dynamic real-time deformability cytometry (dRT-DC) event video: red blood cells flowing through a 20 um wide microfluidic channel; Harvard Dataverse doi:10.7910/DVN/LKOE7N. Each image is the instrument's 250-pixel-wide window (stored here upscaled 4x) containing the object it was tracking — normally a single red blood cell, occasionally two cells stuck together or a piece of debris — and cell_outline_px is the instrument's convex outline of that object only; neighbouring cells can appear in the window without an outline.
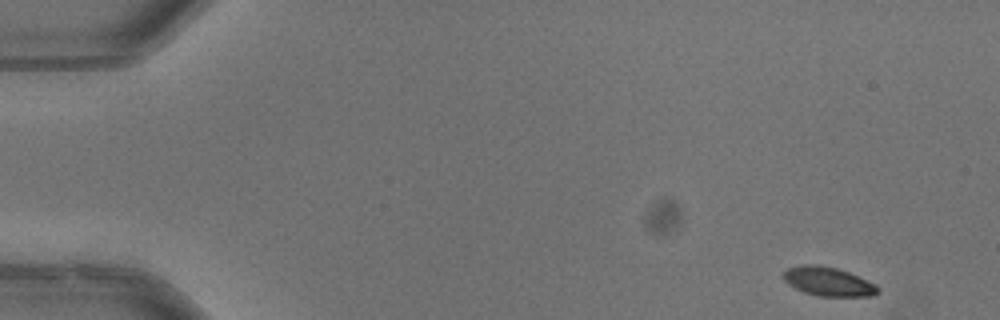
{"species": "common noctule bat (a hibernating species)", "species_latin": "Nyctalus noctula", "temperature_condition": "warm", "stored_images_in_passage": 50, "camera_frame_rate_fps": 3000, "um_per_image_px": 0.085, "animal": {"sex": "male", "body_mass_g": 13.3}, "frame": {"image": 1, "passage_image": 1, "time_ms": 0.0, "image_size_px": [1000, 320], "cell_outline_px": [[880, 292], [872, 296], [816, 296], [804, 292], [788, 284], [784, 280], [784, 272], [788, 268], [804, 264], [820, 264], [836, 268], [848, 272], [876, 284], [880, 288]], "centroid_in_image_um": [70.42, 23.93], "position_along_channel_um": 14.6, "area_um2": 15.95}}
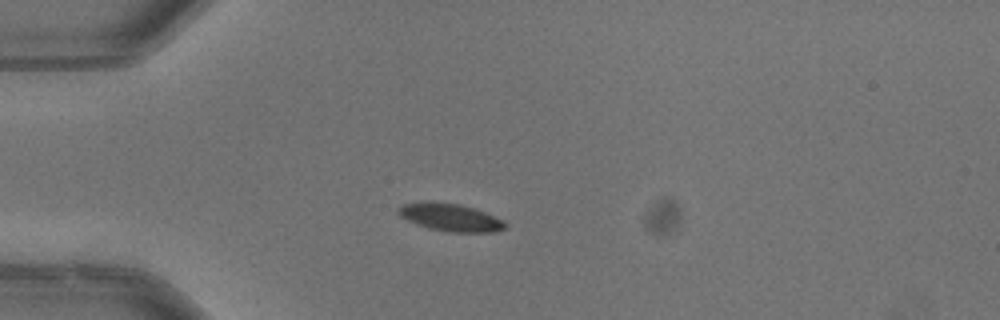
{"frame": {"image": 2, "passage_image": 12, "time_ms": 3.667, "image_size_px": [1000, 320], "cell_outline_px": [[504, 228], [492, 232], [448, 232], [428, 228], [416, 224], [400, 216], [396, 212], [396, 208], [404, 204], [460, 204], [484, 212], [500, 220], [504, 224]], "centroid_in_image_um": [38.24, 18.52], "position_along_channel_um": 46.8, "area_um2": 16.24}}
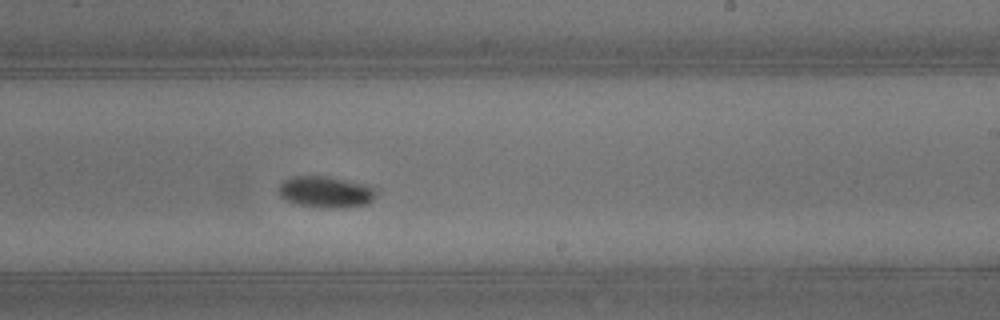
{"frame": {"image": 3, "passage_image": 30, "time_ms": 9.667, "image_size_px": [1000, 320], "cell_outline_px": [[376, 196], [368, 204], [320, 208], [300, 204], [288, 200], [280, 196], [280, 184], [288, 176], [328, 176], [368, 184], [376, 188]], "centroid_in_image_um": [27.72, 16.28], "position_along_channel_um": 261.3, "area_um2": 17.69}, "authors_computed_cell_mechanics": {"area_um2": 16.5019, "velocity_mm_per_s": 3.9342, "shape_relaxation_time_tau1_ms": 2.4658, "shape_relaxation_time_tau2_ms": null, "deformation_change_tau1": 0.083, "deformation_change_tau2": null}}